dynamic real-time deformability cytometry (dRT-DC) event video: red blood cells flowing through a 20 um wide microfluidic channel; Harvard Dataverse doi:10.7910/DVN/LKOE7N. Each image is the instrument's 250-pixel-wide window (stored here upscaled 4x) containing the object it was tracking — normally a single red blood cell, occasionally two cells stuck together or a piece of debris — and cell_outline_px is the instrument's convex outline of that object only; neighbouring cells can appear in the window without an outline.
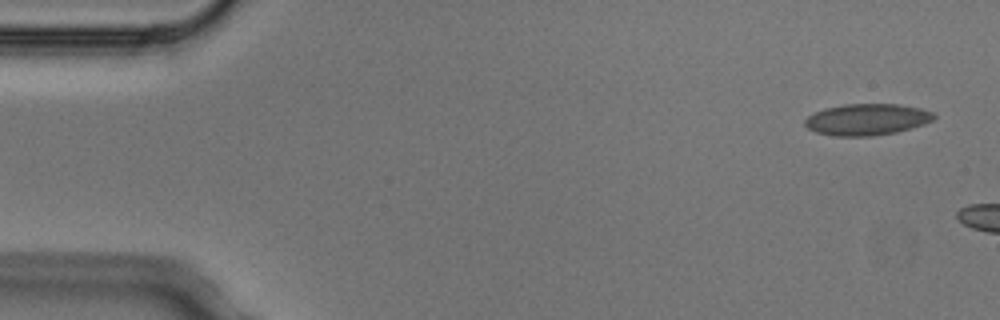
{"species": "Egyptian fruit bat (a non-hibernating species)", "species_latin": "Rousettus aegyptiacus", "temperature_condition": "cold", "stored_images_in_passage": 2, "camera_frame_rate_fps": 3000, "um_per_image_px": 0.085, "animal": {"sex": "male"}, "frame": {"image": 1, "passage_image": 1, "time_ms": 0.0, "image_size_px": [1000, 320], "cell_outline_px": [[936, 116], [932, 120], [924, 124], [912, 128], [896, 132], [872, 136], [836, 136], [816, 132], [808, 128], [804, 124], [804, 120], [808, 116], [824, 108], [848, 104], [900, 104], [920, 108], [936, 112]], "centroid_in_image_um": [73.72, 10.15], "position_along_channel_um": 11.3, "area_um2": 23.7}}